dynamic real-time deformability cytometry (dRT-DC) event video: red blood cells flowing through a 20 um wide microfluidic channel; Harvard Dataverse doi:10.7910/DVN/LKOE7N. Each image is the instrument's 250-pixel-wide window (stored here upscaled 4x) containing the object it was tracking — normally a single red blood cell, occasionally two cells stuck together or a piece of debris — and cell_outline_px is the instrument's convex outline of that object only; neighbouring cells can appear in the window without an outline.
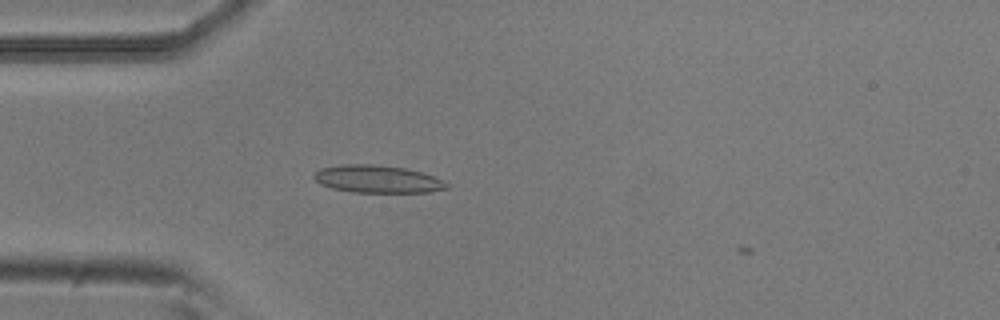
{"species": "common noctule bat (a hibernating species)", "species_latin": "Nyctalus noctula", "temperature_condition": "room temperature", "stored_images_in_passage": 6, "camera_frame_rate_fps": 3000, "um_per_image_px": 0.085, "animal": {"sex": "male", "body_mass_g": 20.5, "forearm_length_mm": 52.5}, "frame": {"image": 1, "passage_image": 5, "time_ms": 1.333, "image_size_px": [1000, 320], "cell_outline_px": [[448, 188], [428, 192], [352, 192], [332, 188], [320, 184], [312, 176], [320, 168], [340, 164], [372, 164], [404, 168], [420, 172], [444, 180], [448, 184]], "centroid_in_image_um": [32.05, 15.22], "position_along_channel_um": 52.9, "area_um2": 21.21}}